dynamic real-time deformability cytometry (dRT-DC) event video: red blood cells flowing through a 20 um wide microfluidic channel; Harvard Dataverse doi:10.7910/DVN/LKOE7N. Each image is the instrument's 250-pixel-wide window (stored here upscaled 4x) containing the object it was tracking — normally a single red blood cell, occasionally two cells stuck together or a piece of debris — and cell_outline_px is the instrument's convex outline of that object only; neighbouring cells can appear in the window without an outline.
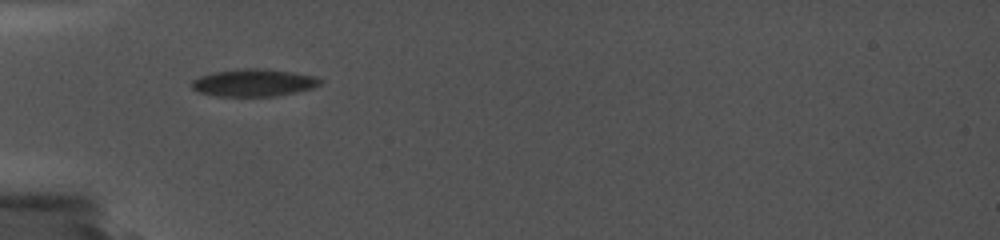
{"species": "common noctule bat (a hibernating species)", "species_latin": "Nyctalus noctula", "temperature_condition": "cold", "stored_images_in_passage": 13, "camera_frame_rate_fps": 5000, "um_per_image_px": 0.085, "animal": {"sex": "female", "body_mass_g": 19.0, "forearm_length_mm": 56.7}, "frame": {"image": 1, "passage_image": 1, "time_ms": 0.0, "image_size_px": [1000, 240], "cell_outline_px": [[324, 80], [320, 84], [312, 88], [296, 92], [276, 96], [216, 96], [196, 92], [192, 88], [192, 80], [200, 76], [212, 72], [244, 68], [260, 68], [292, 72], [316, 76]], "centroid_in_image_um": [21.56, 7.03], "position_along_channel_um": 63.4, "area_um2": 20.63}}
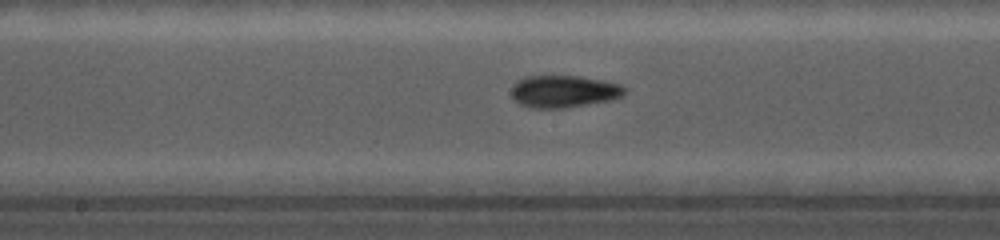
{"frame": {"image": 2, "passage_image": 8, "time_ms": 3.8, "image_size_px": [1000, 240], "cell_outline_px": [[624, 92], [620, 96], [608, 100], [564, 108], [532, 108], [520, 104], [512, 96], [512, 84], [516, 80], [524, 76], [580, 76], [604, 80], [620, 84], [624, 88]], "centroid_in_image_um": [47.86, 7.75], "position_along_channel_um": 200.3, "area_um2": 21.1}}
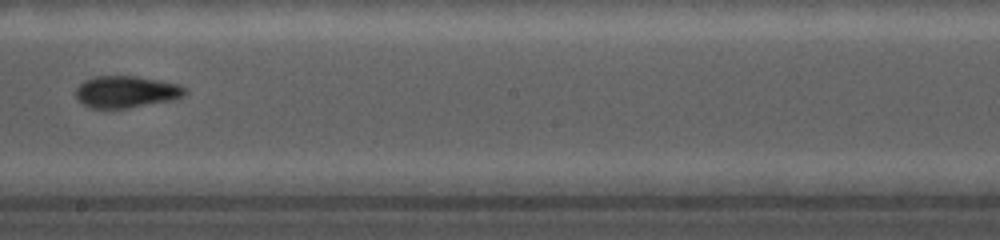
{"frame": {"image": 3, "passage_image": 10, "time_ms": 4.8, "image_size_px": [1000, 240], "cell_outline_px": [[188, 92], [184, 96], [172, 100], [128, 108], [92, 108], [84, 104], [76, 96], [76, 88], [84, 80], [96, 76], [136, 76], [180, 84], [188, 88]], "centroid_in_image_um": [10.78, 7.8], "position_along_channel_um": 237.4, "area_um2": 20.29}}